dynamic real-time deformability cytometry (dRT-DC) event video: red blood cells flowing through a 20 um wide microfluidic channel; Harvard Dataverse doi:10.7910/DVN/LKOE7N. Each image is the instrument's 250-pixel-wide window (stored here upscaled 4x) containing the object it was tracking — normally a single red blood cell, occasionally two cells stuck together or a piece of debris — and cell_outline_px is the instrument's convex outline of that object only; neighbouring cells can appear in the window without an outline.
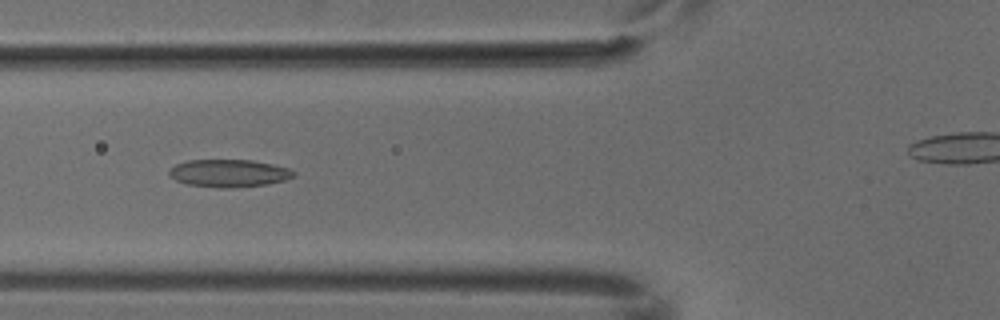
{"species": "common noctule bat (a hibernating species)", "species_latin": "Nyctalus noctula", "temperature_condition": "cold", "stored_images_in_passage": 8, "camera_frame_rate_fps": 3000, "um_per_image_px": 0.085, "animal": {"sex": "male", "body_mass_g": 18.8}, "frame": {"image": 1, "passage_image": 6, "time_ms": 1.667, "image_size_px": [1000, 320], "cell_outline_px": [[296, 176], [284, 180], [268, 184], [232, 188], [220, 188], [184, 184], [176, 180], [168, 172], [176, 164], [188, 160], [252, 160], [272, 164], [288, 168], [296, 172]], "centroid_in_image_um": [19.48, 14.73], "position_along_channel_um": 106.3, "area_um2": 20.06}}
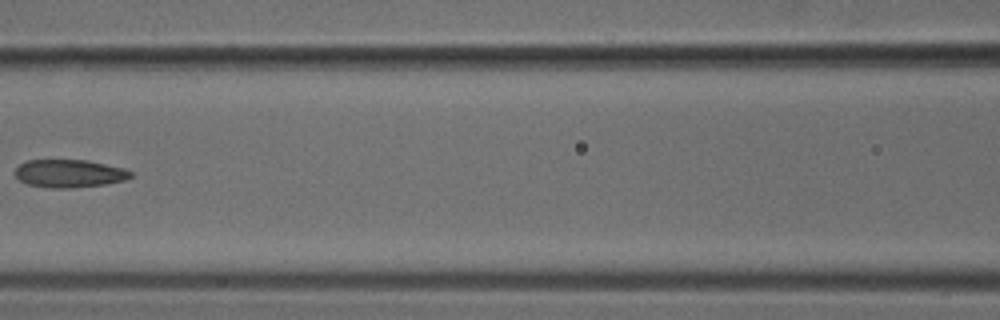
{"frame": {"image": 2, "passage_image": 7, "time_ms": 2.0, "image_size_px": [1000, 320], "cell_outline_px": [[132, 176], [124, 180], [104, 184], [72, 188], [52, 188], [28, 184], [20, 180], [16, 176], [16, 168], [20, 164], [28, 160], [88, 160], [124, 168], [132, 172]], "centroid_in_image_um": [5.91, 14.74], "position_along_channel_um": 160.7, "area_um2": 18.67}}